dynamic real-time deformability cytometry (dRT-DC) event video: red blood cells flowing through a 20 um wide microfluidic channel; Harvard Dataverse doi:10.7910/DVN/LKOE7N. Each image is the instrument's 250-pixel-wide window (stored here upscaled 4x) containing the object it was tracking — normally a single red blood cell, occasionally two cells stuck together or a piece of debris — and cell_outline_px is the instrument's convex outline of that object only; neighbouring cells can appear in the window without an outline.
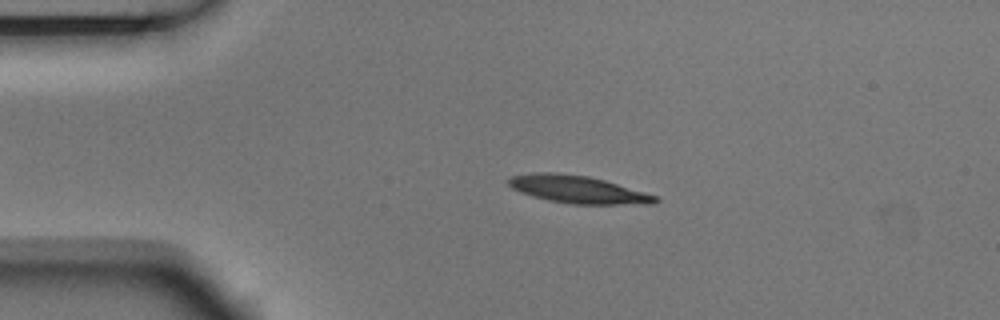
{"species": "Egyptian fruit bat (a non-hibernating species)", "species_latin": "Rousettus aegyptiacus", "temperature_condition": "room temperature", "stored_images_in_passage": 3, "camera_frame_rate_fps": 3000, "um_per_image_px": 0.085, "animal": {"sex": "male"}, "frame": {"image": 1, "passage_image": 1, "time_ms": 0.0, "image_size_px": [1000, 320], "cell_outline_px": [[660, 200], [656, 204], [572, 204], [548, 200], [532, 196], [520, 192], [512, 188], [508, 184], [508, 180], [512, 176], [532, 172], [556, 172], [588, 176], [604, 180], [644, 192], [656, 196]], "centroid_in_image_um": [49.1, 16.1], "position_along_channel_um": 35.9, "area_um2": 23.52}}
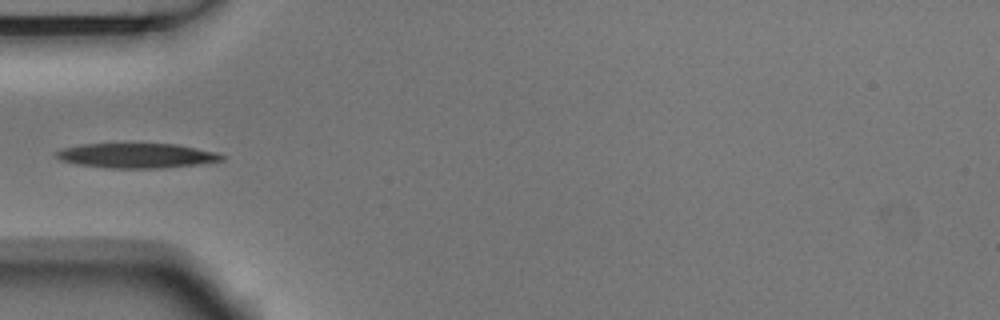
{"frame": {"image": 2, "passage_image": 2, "time_ms": 0.333, "image_size_px": [1000, 320], "cell_outline_px": [[224, 160], [200, 164], [164, 168], [104, 168], [76, 164], [60, 160], [56, 156], [56, 152], [64, 148], [80, 144], [176, 144], [216, 152], [224, 156]], "centroid_in_image_um": [11.62, 13.24], "position_along_channel_um": 73.4, "area_um2": 23.87}}
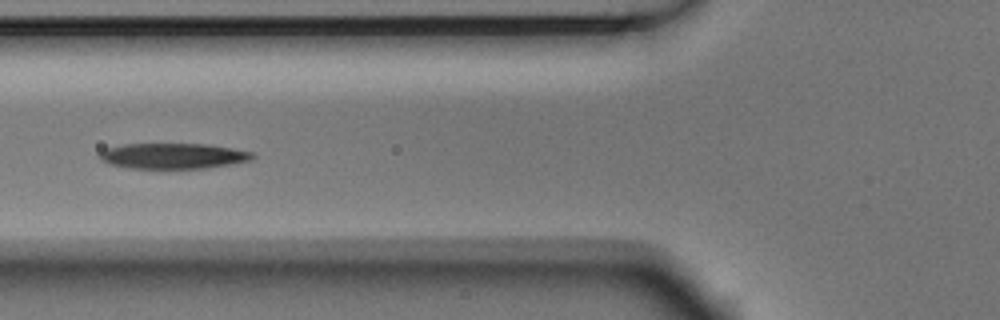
{"frame": {"image": 3, "passage_image": 3, "time_ms": 0.667, "image_size_px": [1000, 320], "cell_outline_px": [[256, 156], [252, 160], [232, 164], [204, 168], [128, 168], [108, 164], [100, 160], [96, 156], [100, 152], [108, 148], [124, 144], [208, 144], [232, 148], [252, 152]], "centroid_in_image_um": [14.7, 13.26], "position_along_channel_um": 111.1, "area_um2": 22.89}}